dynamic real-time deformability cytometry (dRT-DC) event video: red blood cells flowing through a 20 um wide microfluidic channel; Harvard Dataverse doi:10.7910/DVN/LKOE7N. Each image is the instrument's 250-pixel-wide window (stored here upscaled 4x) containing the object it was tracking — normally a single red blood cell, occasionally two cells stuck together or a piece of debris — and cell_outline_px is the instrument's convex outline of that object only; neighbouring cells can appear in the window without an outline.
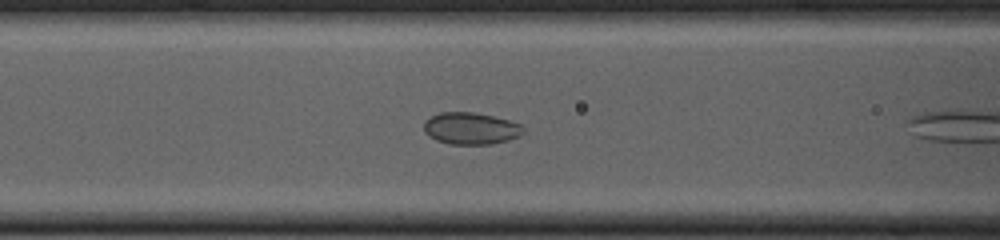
{"species": "common noctule bat (a hibernating species)", "species_latin": "Nyctalus noctula", "temperature_condition": "cold", "stored_images_in_passage": 10, "camera_frame_rate_fps": 3000, "um_per_image_px": 0.085, "animal": {"sex": "female", "body_mass_g": 23.0, "forearm_length_mm": 53.4}, "frame": {"image": 1, "passage_image": 9, "time_ms": 2.667, "image_size_px": [1000, 240], "cell_outline_px": [[524, 132], [520, 136], [508, 140], [492, 144], [448, 144], [436, 140], [428, 136], [424, 132], [424, 120], [440, 112], [472, 112], [492, 116], [508, 120], [520, 124], [524, 128]], "centroid_in_image_um": [40.0, 10.92], "position_along_channel_um": 126.6, "area_um2": 18.55}}